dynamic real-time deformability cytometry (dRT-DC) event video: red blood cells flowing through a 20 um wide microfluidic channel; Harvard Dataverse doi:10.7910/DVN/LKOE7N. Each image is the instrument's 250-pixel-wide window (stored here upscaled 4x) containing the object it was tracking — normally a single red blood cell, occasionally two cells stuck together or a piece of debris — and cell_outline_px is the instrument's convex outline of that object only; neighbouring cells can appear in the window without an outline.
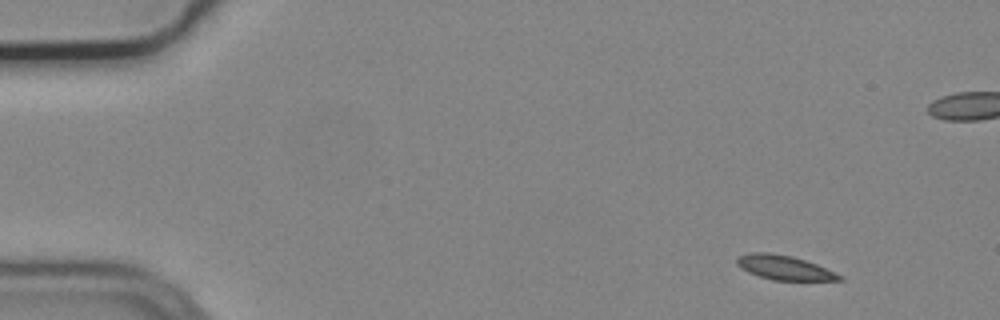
{"species": "common noctule bat (a hibernating species)", "species_latin": "Nyctalus noctula", "temperature_condition": "cold", "stored_images_in_passage": 2, "camera_frame_rate_fps": 3000, "um_per_image_px": 0.085, "animal": {"sex": "male", "body_mass_g": 19.2, "forearm_length_mm": 51.8}, "frame": {"image": 1, "passage_image": 1, "time_ms": 0.0, "image_size_px": [1000, 320], "cell_outline_px": [[844, 280], [772, 280], [748, 272], [740, 268], [736, 264], [736, 260], [740, 256], [752, 252], [768, 252], [792, 256], [816, 264], [844, 276]], "centroid_in_image_um": [66.66, 22.75], "position_along_channel_um": 18.3, "area_um2": 14.45}}